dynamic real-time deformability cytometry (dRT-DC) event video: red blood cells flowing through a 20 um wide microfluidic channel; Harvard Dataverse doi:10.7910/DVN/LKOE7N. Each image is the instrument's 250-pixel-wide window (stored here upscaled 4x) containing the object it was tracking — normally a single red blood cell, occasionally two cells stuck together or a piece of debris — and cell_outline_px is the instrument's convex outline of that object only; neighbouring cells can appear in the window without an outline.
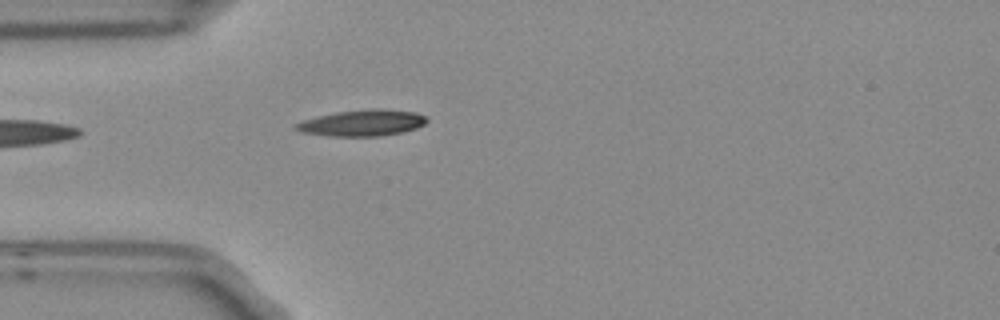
{"species": "Egyptian fruit bat (a non-hibernating species)", "species_latin": "Rousettus aegyptiacus", "temperature_condition": "room temperature", "stored_images_in_passage": 2, "camera_frame_rate_fps": 3000, "um_per_image_px": 0.085, "frame": {"image": 1, "passage_image": 2, "time_ms": 0.333, "image_size_px": [1000, 320], "cell_outline_px": [[428, 120], [424, 124], [416, 128], [400, 132], [380, 136], [328, 136], [304, 132], [296, 128], [296, 124], [304, 120], [336, 112], [372, 108], [380, 108], [416, 112], [428, 116]], "centroid_in_image_um": [30.88, 10.43], "position_along_channel_um": 54.1, "area_um2": 19.83}}